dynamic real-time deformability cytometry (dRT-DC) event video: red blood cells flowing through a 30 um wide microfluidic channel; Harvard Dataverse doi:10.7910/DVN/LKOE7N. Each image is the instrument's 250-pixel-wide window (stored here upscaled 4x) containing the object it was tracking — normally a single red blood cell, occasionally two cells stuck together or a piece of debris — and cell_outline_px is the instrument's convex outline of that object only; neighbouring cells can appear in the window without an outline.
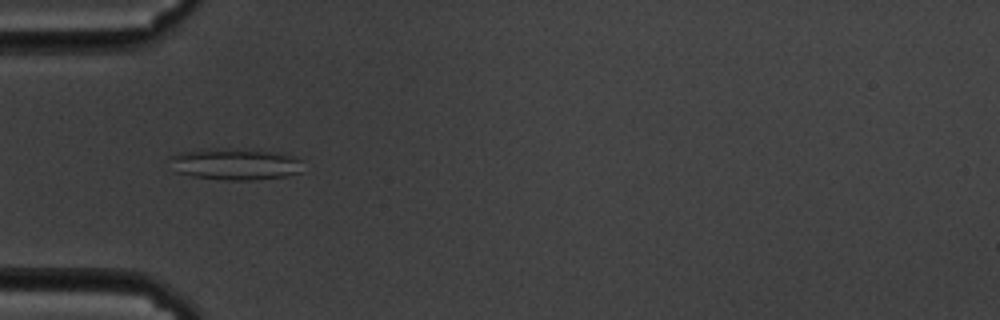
{"species": "common noctule bat (a hibernating species)", "species_latin": "Nyctalus noctula", "temperature_condition": "cold", "stored_images_in_passage": 44, "camera_frame_rate_fps": 3000, "um_per_image_px": 0.085, "animal": {"sex": "male", "body_mass_g": 19.5, "forearm_length_mm": 54.6}, "frame": {"image": 1, "passage_image": 4, "time_ms": 1.0, "image_size_px": [1000, 320], "cell_outline_px": [[304, 172], [284, 176], [252, 180], [224, 180], [192, 176], [176, 172], [168, 156], [176, 152], [208, 148], [252, 148], [292, 156], [304, 160]], "centroid_in_image_um": [20.01, 13.93], "position_along_channel_um": 65.0, "area_um2": 25.2}}
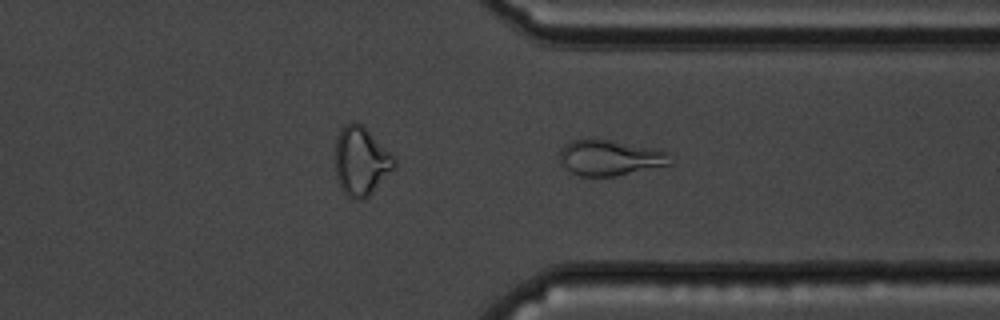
{"frame": {"image": 2, "passage_image": 30, "time_ms": 9.667, "image_size_px": [1000, 320], "cell_outline_px": [[672, 164], [616, 176], [580, 176], [572, 172], [560, 160], [560, 148], [564, 144], [572, 140], [592, 136], [596, 136], [652, 148], [668, 152]], "centroid_in_image_um": [51.83, 13.36], "position_along_channel_um": 359.6, "area_um2": 23.35}}
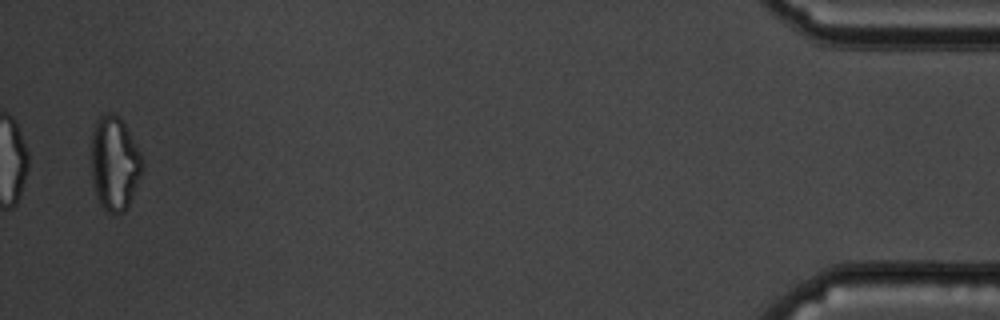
{"frame": {"image": 3, "passage_image": 43, "time_ms": 14.0, "image_size_px": [1000, 320], "cell_outline_px": [[144, 164], [140, 176], [132, 196], [124, 212], [108, 212], [100, 204], [96, 196], [92, 176], [92, 128], [96, 120], [100, 116], [108, 112], [112, 112], [120, 116], [124, 120], [144, 160]], "centroid_in_image_um": [9.74, 13.82], "position_along_channel_um": 425.5, "area_um2": 28.09}, "authors_computed_cell_mechanics": {"area_um2": 20.7791, "velocity_mm_per_s": 3.4107, "shape_relaxation_time_tau1_ms": null, "shape_relaxation_time_tau2_ms": 2.2813, "deformation_change_tau1": null, "deformation_change_tau2": 0.0948}}